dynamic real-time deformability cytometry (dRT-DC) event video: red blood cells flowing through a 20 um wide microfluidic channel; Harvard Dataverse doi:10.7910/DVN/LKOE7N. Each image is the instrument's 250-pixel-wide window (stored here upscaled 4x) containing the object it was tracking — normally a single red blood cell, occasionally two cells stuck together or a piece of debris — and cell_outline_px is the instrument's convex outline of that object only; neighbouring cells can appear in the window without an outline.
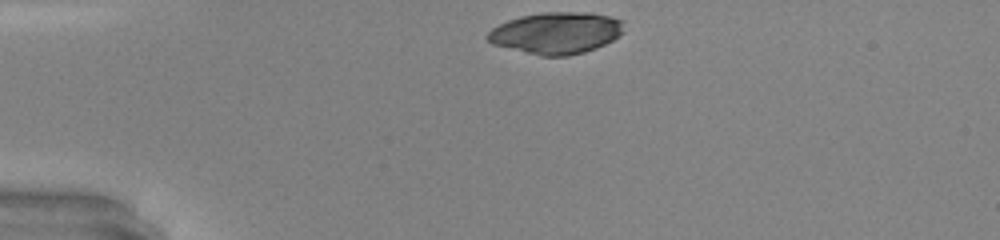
{"species": "common noctule bat (a hibernating species)", "species_latin": "Nyctalus noctula", "temperature_condition": "warm", "stored_images_in_passage": 29, "camera_frame_rate_fps": 3000, "um_per_image_px": 0.085, "animal": {"sex": "male", "body_mass_g": 20.0, "forearm_length_mm": 53.3}, "frame": {"image": 1, "passage_image": 1, "time_ms": 0.0, "image_size_px": [1000, 240], "cell_outline_px": [[620, 32], [612, 40], [596, 48], [584, 52], [568, 56], [540, 56], [492, 44], [484, 36], [492, 28], [508, 20], [520, 16], [544, 12], [588, 12], [608, 16], [620, 20]], "centroid_in_image_um": [47.2, 2.81], "position_along_channel_um": 37.8, "area_um2": 32.71}}